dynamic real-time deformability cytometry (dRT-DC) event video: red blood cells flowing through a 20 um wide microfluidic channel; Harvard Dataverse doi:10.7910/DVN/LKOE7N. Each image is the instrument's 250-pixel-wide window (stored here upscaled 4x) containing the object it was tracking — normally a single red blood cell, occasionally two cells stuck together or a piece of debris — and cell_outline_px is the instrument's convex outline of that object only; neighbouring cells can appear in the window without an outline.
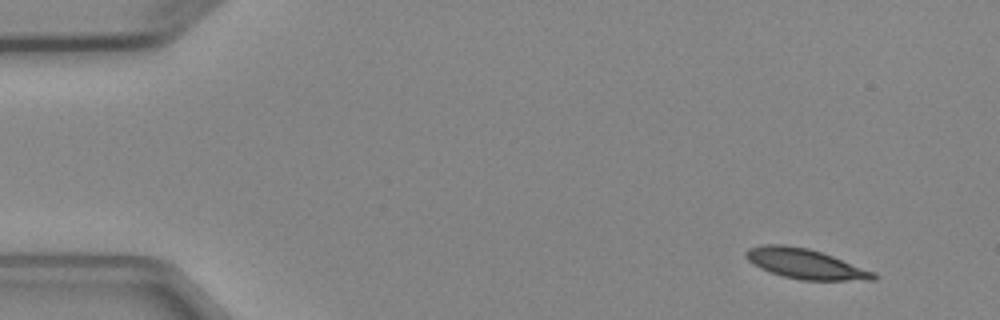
{"species": "Egyptian fruit bat (a non-hibernating species)", "species_latin": "Rousettus aegyptiacus", "temperature_condition": "cold", "stored_images_in_passage": 4, "camera_frame_rate_fps": 3000, "um_per_image_px": 0.085, "animal": {"sex": "female"}, "frame": {"image": 1, "passage_image": 1, "time_ms": 0.0, "image_size_px": [1000, 320], "cell_outline_px": [[880, 276], [876, 280], [800, 280], [784, 276], [760, 268], [752, 264], [744, 256], [744, 252], [748, 248], [764, 244], [784, 244], [808, 248], [832, 256], [876, 272]], "centroid_in_image_um": [68.46, 22.42], "position_along_channel_um": 16.5, "area_um2": 22.37}}
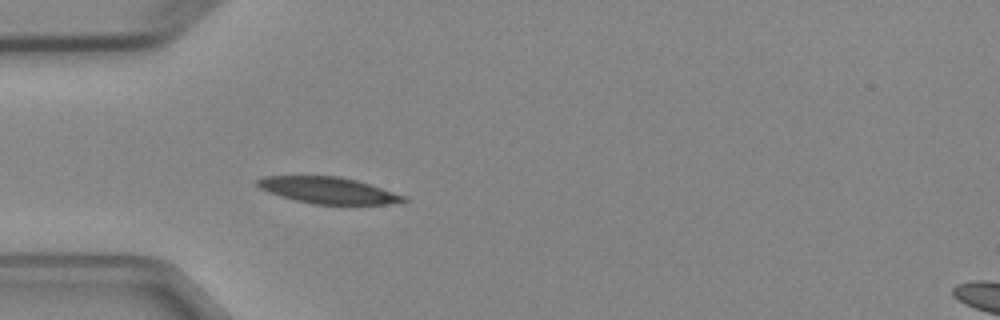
{"frame": {"image": 2, "passage_image": 4, "time_ms": 3.667, "image_size_px": [1000, 320], "cell_outline_px": [[408, 200], [388, 204], [312, 204], [280, 196], [268, 192], [260, 188], [256, 184], [256, 180], [264, 176], [340, 176], [356, 180], [404, 196]], "centroid_in_image_um": [27.83, 16.17], "position_along_channel_um": 57.2, "area_um2": 22.2}}